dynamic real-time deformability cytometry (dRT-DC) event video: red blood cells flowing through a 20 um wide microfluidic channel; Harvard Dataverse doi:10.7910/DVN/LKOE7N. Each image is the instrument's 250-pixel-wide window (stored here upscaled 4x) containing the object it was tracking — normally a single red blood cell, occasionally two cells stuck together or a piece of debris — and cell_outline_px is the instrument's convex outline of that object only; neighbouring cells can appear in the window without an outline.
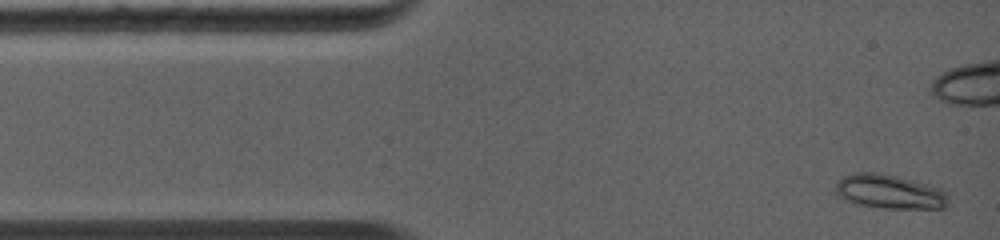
{"species": "common noctule bat (a hibernating species)", "species_latin": "Nyctalus noctula", "temperature_condition": "warm", "stored_images_in_passage": 14, "camera_frame_rate_fps": 5000, "um_per_image_px": 0.085, "animal": {"sex": "female", "body_mass_g": 19.0, "forearm_length_mm": 56.7}, "frame": {"image": 1, "passage_image": 1, "time_ms": 0.0, "image_size_px": [1000, 240], "cell_outline_px": [[948, 196], [944, 208], [884, 208], [860, 204], [836, 196], [836, 180], [844, 176], [856, 172], [876, 172], [940, 188], [948, 192]], "centroid_in_image_um": [75.57, 16.29], "position_along_channel_um": 9.4, "area_um2": 21.96}}
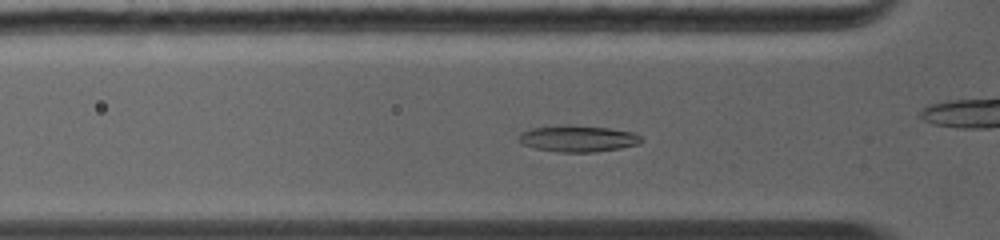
{"frame": {"image": 2, "passage_image": 12, "time_ms": 3.0, "image_size_px": [1000, 240], "cell_outline_px": [[644, 140], [636, 144], [620, 148], [596, 152], [556, 152], [536, 148], [520, 144], [520, 132], [532, 128], [564, 124], [572, 124], [608, 128], [632, 132], [640, 136]], "centroid_in_image_um": [49.1, 11.77], "position_along_channel_um": 76.7, "area_um2": 18.96}}